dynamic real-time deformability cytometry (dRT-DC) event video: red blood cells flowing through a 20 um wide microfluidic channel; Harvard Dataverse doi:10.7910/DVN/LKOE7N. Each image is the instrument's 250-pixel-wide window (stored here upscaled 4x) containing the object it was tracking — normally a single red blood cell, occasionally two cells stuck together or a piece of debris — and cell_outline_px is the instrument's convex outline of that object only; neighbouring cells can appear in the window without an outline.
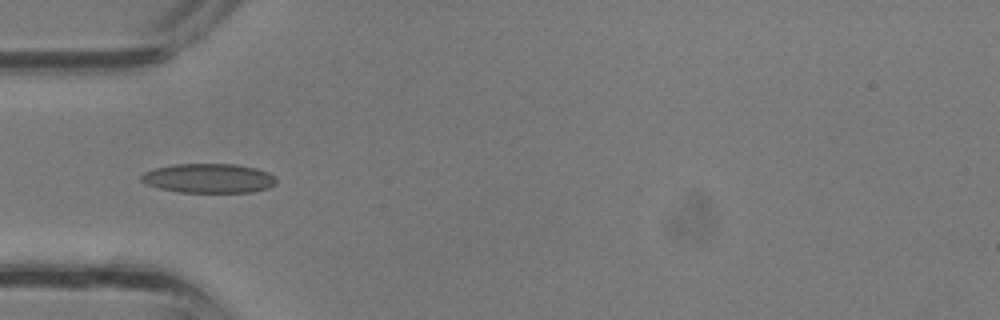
{"species": "common noctule bat (a hibernating species)", "species_latin": "Nyctalus noctula", "temperature_condition": "room temperature", "stored_images_in_passage": 12, "camera_frame_rate_fps": 3000, "um_per_image_px": 0.085, "animal": {"sex": "male", "body_mass_g": 13.3}, "frame": {"image": 1, "passage_image": 7, "time_ms": 2.0, "image_size_px": [1000, 320], "cell_outline_px": [[276, 184], [268, 188], [252, 192], [180, 192], [160, 188], [148, 184], [140, 180], [140, 176], [144, 172], [156, 168], [176, 164], [236, 164], [256, 168], [268, 172], [276, 180]], "centroid_in_image_um": [17.75, 15.15], "position_along_channel_um": 67.2, "area_um2": 22.95}}
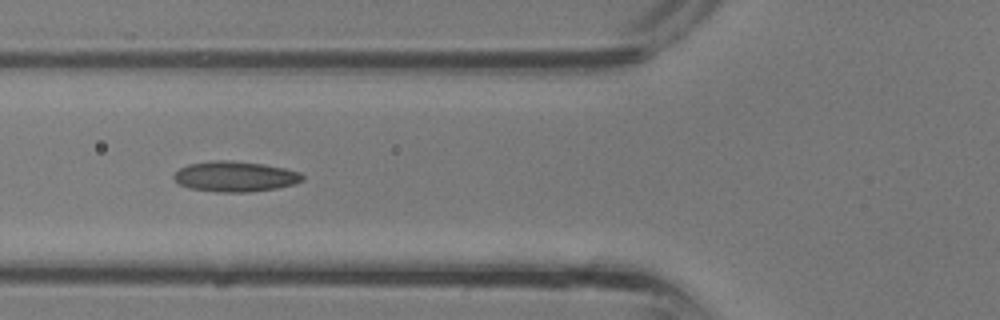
{"frame": {"image": 2, "passage_image": 9, "time_ms": 2.667, "image_size_px": [1000, 320], "cell_outline_px": [[304, 180], [296, 184], [276, 188], [248, 192], [216, 192], [188, 188], [180, 184], [172, 176], [180, 168], [188, 164], [216, 160], [228, 160], [264, 164], [284, 168], [300, 172], [304, 176]], "centroid_in_image_um": [20.0, 15.0], "position_along_channel_um": 105.8, "area_um2": 22.83}}